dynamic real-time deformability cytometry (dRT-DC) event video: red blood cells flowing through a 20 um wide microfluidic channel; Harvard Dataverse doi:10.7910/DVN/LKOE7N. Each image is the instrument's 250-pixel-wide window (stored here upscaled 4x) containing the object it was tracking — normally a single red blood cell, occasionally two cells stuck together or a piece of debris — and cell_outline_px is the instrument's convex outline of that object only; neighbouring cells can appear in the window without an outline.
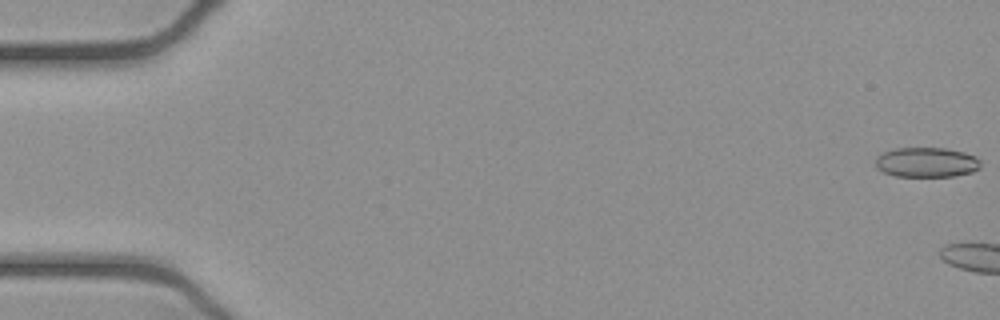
{"species": "common noctule bat (a hibernating species)", "species_latin": "Nyctalus noctula", "temperature_condition": "cold", "stored_images_in_passage": 4, "camera_frame_rate_fps": 3000, "um_per_image_px": 0.085, "animal": {"sex": "female", "body_mass_g": 21.9}, "frame": {"image": 1, "passage_image": 1, "time_ms": 0.0, "image_size_px": [1000, 320], "cell_outline_px": [[980, 168], [972, 172], [952, 176], [896, 176], [884, 172], [876, 168], [876, 156], [884, 152], [896, 148], [944, 148], [964, 152], [976, 156], [980, 160]], "centroid_in_image_um": [78.76, 13.79], "position_along_channel_um": 6.2, "area_um2": 18.26}}